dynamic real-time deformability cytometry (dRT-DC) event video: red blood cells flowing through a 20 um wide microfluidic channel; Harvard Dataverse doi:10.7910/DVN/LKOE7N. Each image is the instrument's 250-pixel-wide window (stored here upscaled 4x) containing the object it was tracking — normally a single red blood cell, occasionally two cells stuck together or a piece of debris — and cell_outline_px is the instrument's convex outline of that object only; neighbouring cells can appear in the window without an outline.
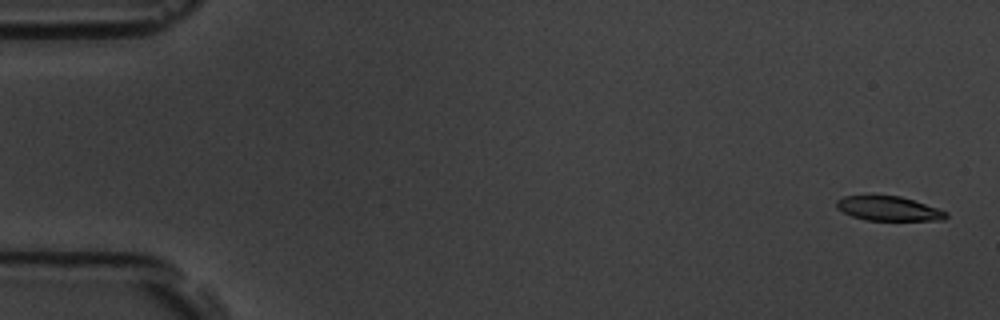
{"species": "common noctule bat (a hibernating species)", "species_latin": "Nyctalus noctula", "temperature_condition": "room temperature", "stored_images_in_passage": 5, "camera_frame_rate_fps": 3000, "um_per_image_px": 0.085, "animal": {"sex": "male", "body_mass_g": 19.5, "forearm_length_mm": 54.6}, "frame": {"image": 1, "passage_image": 1, "time_ms": 0.0, "image_size_px": [1000, 320], "cell_outline_px": [[948, 216], [944, 220], [864, 220], [852, 216], [836, 208], [836, 200], [844, 196], [900, 196], [948, 212]], "centroid_in_image_um": [75.51, 17.74], "position_along_channel_um": 9.5, "area_um2": 15.37}}
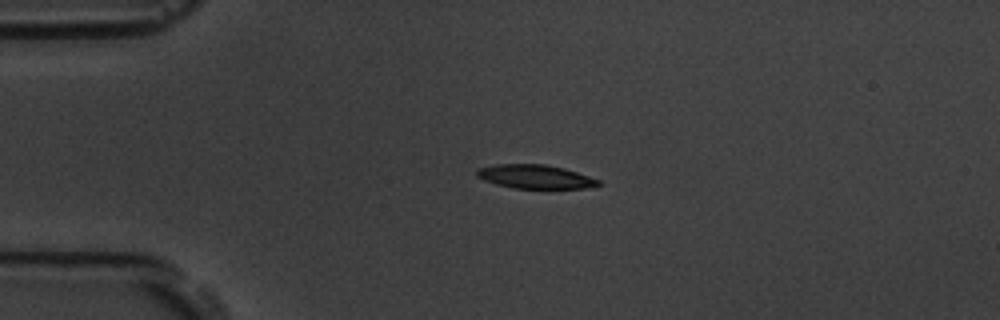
{"frame": {"image": 2, "passage_image": 4, "time_ms": 1.0, "image_size_px": [1000, 320], "cell_outline_px": [[600, 184], [584, 188], [512, 188], [496, 184], [484, 180], [476, 176], [476, 168], [496, 164], [544, 164], [564, 168], [600, 180]], "centroid_in_image_um": [45.43, 15.01], "position_along_channel_um": 39.6, "area_um2": 16.76}}